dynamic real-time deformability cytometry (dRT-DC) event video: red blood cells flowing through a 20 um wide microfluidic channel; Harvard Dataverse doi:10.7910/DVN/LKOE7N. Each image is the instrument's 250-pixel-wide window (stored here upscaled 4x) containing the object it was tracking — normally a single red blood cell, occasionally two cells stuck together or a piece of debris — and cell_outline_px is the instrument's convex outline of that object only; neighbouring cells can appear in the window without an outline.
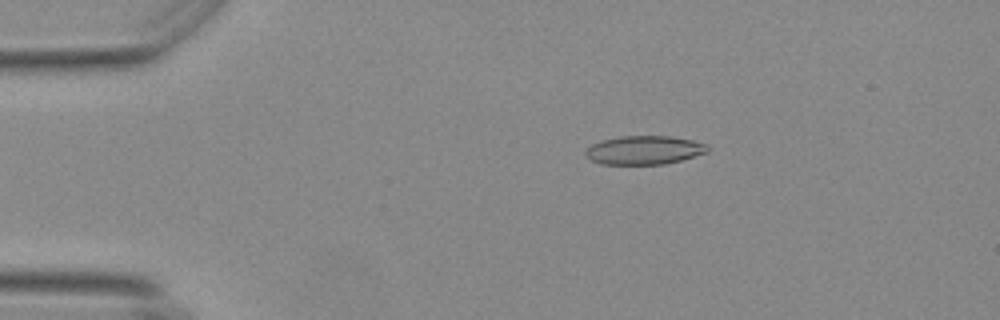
{"species": "Egyptian fruit bat (a non-hibernating species)", "species_latin": "Rousettus aegyptiacus", "temperature_condition": "warm", "stored_images_in_passage": 49, "camera_frame_rate_fps": 3000, "um_per_image_px": 0.085, "animal": {"sex": "female"}, "frame": {"image": 1, "passage_image": 4, "time_ms": 1.0, "image_size_px": [1000, 320], "cell_outline_px": [[708, 152], [680, 160], [664, 164], [600, 164], [592, 160], [584, 152], [592, 144], [604, 140], [620, 136], [672, 136], [692, 140], [708, 144]], "centroid_in_image_um": [54.78, 12.75], "position_along_channel_um": 30.2, "area_um2": 20.23}}
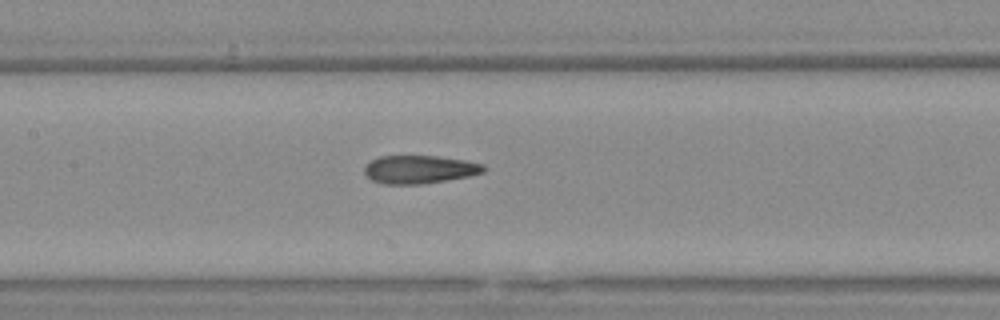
{"frame": {"image": 2, "passage_image": 20, "time_ms": 6.333, "image_size_px": [1000, 320], "cell_outline_px": [[488, 168], [484, 172], [468, 176], [420, 184], [384, 184], [372, 180], [364, 172], [364, 168], [372, 160], [380, 156], [436, 156], [464, 160], [484, 164]], "centroid_in_image_um": [35.68, 14.4], "position_along_channel_um": 171.7, "area_um2": 19.36}}
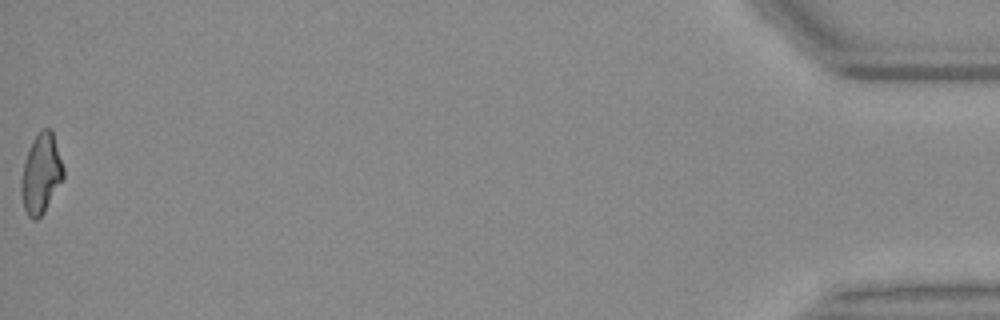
{"frame": {"image": 3, "passage_image": 49, "time_ms": 16.0, "image_size_px": [1000, 320], "cell_outline_px": [[64, 176], [44, 212], [36, 220], [32, 220], [28, 216], [24, 208], [20, 192], [20, 180], [24, 160], [28, 148], [32, 140], [44, 128], [52, 128], [64, 168]], "centroid_in_image_um": [3.47, 14.75], "position_along_channel_um": 431.7, "area_um2": 19.71}, "authors_computed_cell_mechanics": {"area_um2": 20.0566, "velocity_mm_per_s": 3.7103, "shape_relaxation_time_tau1_ms": null, "shape_relaxation_time_tau2_ms": 2.3957, "deformation_change_tau1": null, "deformation_change_tau2": 0.095}}